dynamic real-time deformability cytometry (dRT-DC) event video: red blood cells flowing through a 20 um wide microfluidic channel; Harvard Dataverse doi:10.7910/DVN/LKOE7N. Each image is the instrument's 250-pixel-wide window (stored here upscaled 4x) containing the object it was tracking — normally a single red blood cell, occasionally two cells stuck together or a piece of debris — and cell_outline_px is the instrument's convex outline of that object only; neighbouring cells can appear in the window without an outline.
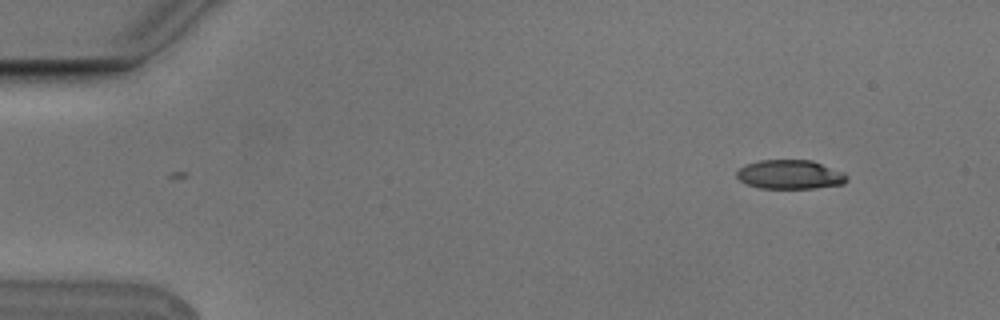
{"species": "Egyptian fruit bat (a non-hibernating species)", "species_latin": "Rousettus aegyptiacus", "temperature_condition": "cold", "stored_images_in_passage": 3, "camera_frame_rate_fps": 3000, "um_per_image_px": 0.085, "animal": {"sex": "male"}, "frame": {"image": 1, "passage_image": 3, "time_ms": 0.667, "image_size_px": [1000, 320], "cell_outline_px": [[848, 180], [844, 184], [816, 188], [760, 188], [748, 184], [740, 180], [736, 176], [736, 172], [740, 168], [748, 164], [760, 160], [812, 160], [844, 172], [848, 176]], "centroid_in_image_um": [67.2, 14.83], "position_along_channel_um": 17.8, "area_um2": 18.67}}